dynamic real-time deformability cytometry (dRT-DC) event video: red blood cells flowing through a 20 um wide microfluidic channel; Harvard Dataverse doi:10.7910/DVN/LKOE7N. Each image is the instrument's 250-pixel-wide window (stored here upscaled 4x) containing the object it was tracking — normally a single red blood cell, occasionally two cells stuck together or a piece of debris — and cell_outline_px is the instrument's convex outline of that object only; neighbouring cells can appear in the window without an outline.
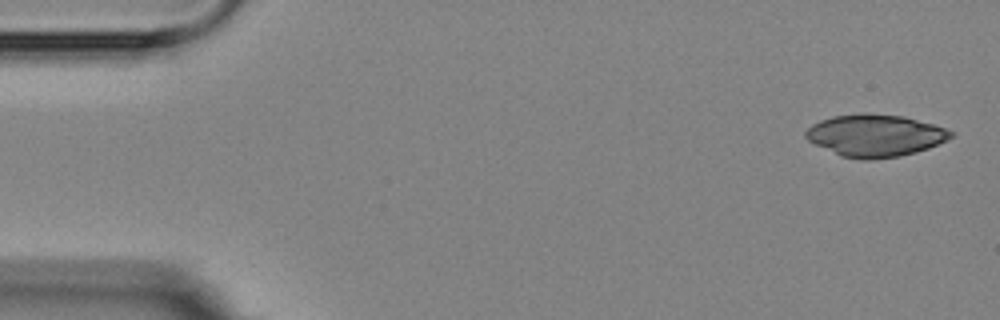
{"species": "Egyptian fruit bat (a non-hibernating species)", "species_latin": "Rousettus aegyptiacus", "temperature_condition": "room temperature", "stored_images_in_passage": 6, "camera_frame_rate_fps": 3000, "um_per_image_px": 0.085, "animal": {"sex": "female"}, "frame": {"image": 1, "passage_image": 1, "time_ms": 0.0, "image_size_px": [1000, 320], "cell_outline_px": [[956, 132], [948, 140], [928, 148], [916, 152], [900, 156], [872, 160], [860, 160], [840, 156], [808, 140], [804, 136], [804, 132], [812, 124], [820, 120], [832, 116], [860, 112], [864, 112], [904, 116], [932, 124]], "centroid_in_image_um": [74.38, 11.51], "position_along_channel_um": 10.6, "area_um2": 35.95}}